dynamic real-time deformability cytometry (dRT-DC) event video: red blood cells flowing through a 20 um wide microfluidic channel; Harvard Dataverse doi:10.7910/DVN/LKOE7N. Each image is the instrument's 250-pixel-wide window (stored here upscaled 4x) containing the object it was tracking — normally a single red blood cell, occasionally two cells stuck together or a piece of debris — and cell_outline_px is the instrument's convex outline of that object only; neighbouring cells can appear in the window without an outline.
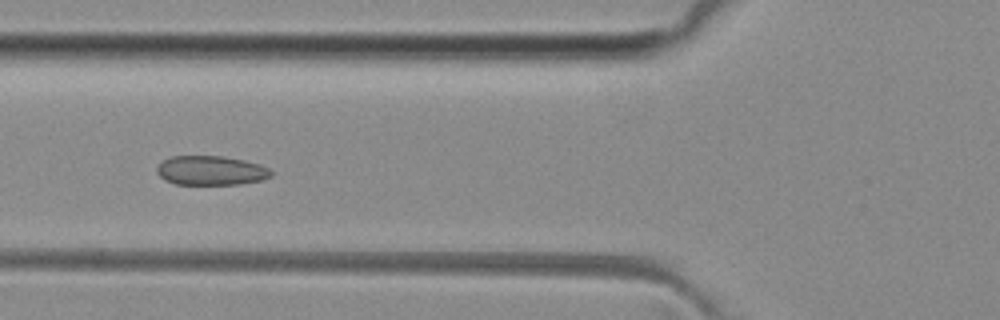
{"species": "common noctule bat (a hibernating species)", "species_latin": "Nyctalus noctula", "temperature_condition": "room temperature", "stored_images_in_passage": 46, "camera_frame_rate_fps": 3000, "um_per_image_px": 0.085, "animal": {"sex": "female", "body_mass_g": 29.2, "forearm_length_mm": 56.3}, "frame": {"image": 1, "passage_image": 18, "time_ms": 5.667, "image_size_px": [1000, 320], "cell_outline_px": [[272, 176], [260, 180], [240, 184], [176, 184], [164, 180], [156, 172], [156, 168], [164, 160], [172, 156], [224, 156], [244, 160], [260, 164], [268, 168], [272, 172]], "centroid_in_image_um": [17.93, 14.49], "position_along_channel_um": 107.9, "area_um2": 19.48}}
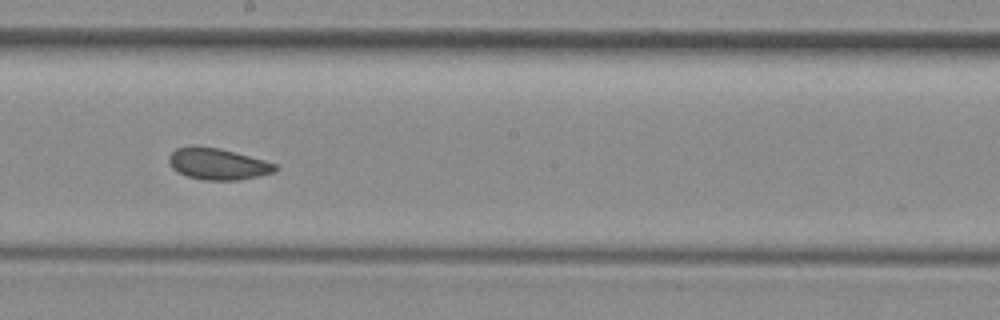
{"frame": {"image": 2, "passage_image": 27, "time_ms": 8.667, "image_size_px": [1000, 320], "cell_outline_px": [[280, 168], [276, 172], [260, 176], [240, 180], [204, 180], [188, 176], [172, 168], [168, 160], [168, 156], [176, 148], [192, 144], [220, 148], [264, 160], [276, 164]], "centroid_in_image_um": [18.53, 13.92], "position_along_channel_um": 229.7, "area_um2": 19.77}}
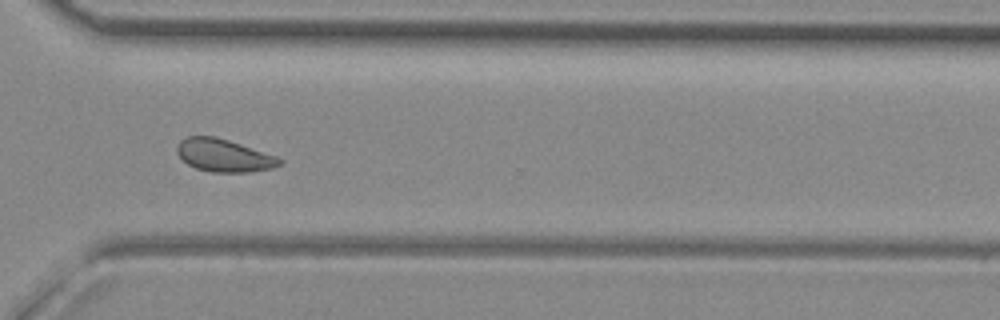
{"frame": {"image": 3, "passage_image": 36, "time_ms": 11.667, "image_size_px": [1000, 320], "cell_outline_px": [[284, 164], [272, 168], [248, 172], [212, 172], [196, 168], [188, 164], [176, 152], [176, 144], [184, 136], [216, 136], [276, 156], [284, 160]], "centroid_in_image_um": [19.02, 13.2], "position_along_channel_um": 351.6, "area_um2": 19.59}, "authors_computed_cell_mechanics": {"area_um2": 19.8254, "velocity_mm_per_s": 4.0576, "shape_relaxation_time_tau1_ms": null, "shape_relaxation_time_tau2_ms": 2.8318, "deformation_change_tau1": null, "deformation_change_tau2": 0.0633}}